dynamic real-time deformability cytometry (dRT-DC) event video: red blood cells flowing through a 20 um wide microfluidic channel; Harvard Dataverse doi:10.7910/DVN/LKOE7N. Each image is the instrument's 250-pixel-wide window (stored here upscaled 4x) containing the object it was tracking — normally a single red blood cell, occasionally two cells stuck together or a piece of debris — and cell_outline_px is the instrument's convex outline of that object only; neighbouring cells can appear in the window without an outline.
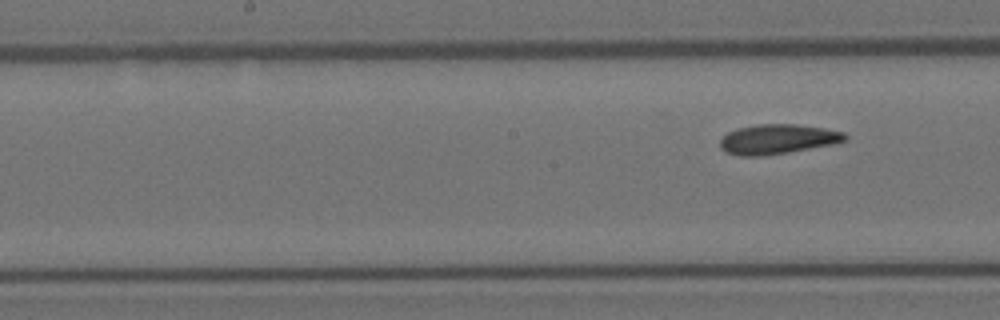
{"species": "Egyptian fruit bat (a non-hibernating species)", "species_latin": "Rousettus aegyptiacus", "temperature_condition": "room temperature", "stored_images_in_passage": 8, "segment_of_instrument_passage": [2, 2], "camera_frame_rate_fps": 3000, "um_per_image_px": 0.085, "animal": {"sex": "female"}, "frame": {"image": 1, "passage_image": 8, "time_ms": 2.333, "image_size_px": [1000, 320], "cell_outline_px": [[848, 140], [832, 144], [788, 152], [760, 156], [740, 156], [724, 152], [720, 148], [720, 140], [728, 132], [736, 128], [756, 124], [796, 124], [824, 128], [844, 132], [848, 136]], "centroid_in_image_um": [66.08, 11.82], "position_along_channel_um": 182.1, "area_um2": 21.73}}